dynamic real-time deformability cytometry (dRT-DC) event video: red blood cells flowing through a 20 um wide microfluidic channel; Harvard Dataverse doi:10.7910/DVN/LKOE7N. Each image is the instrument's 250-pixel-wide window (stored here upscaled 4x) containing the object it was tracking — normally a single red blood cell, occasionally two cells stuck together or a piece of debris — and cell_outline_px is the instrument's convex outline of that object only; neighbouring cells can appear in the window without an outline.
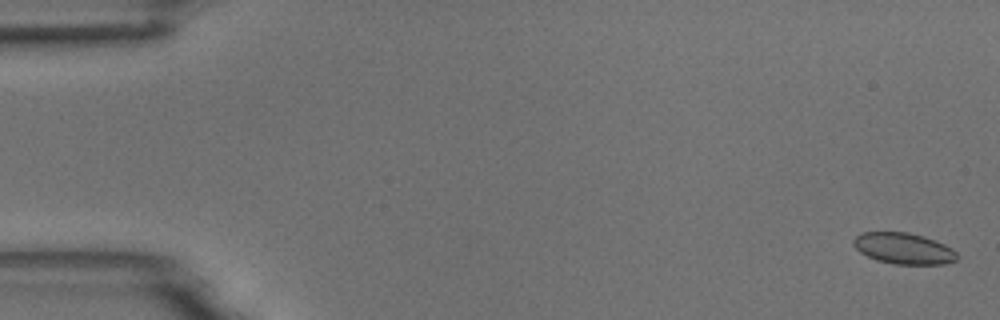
{"species": "common noctule bat (a hibernating species)", "species_latin": "Nyctalus noctula", "temperature_condition": "room temperature", "stored_images_in_passage": 56, "camera_frame_rate_fps": 3000, "um_per_image_px": 0.085, "animal": {"sex": "male", "body_mass_g": 18.8}, "frame": {"image": 1, "passage_image": 2, "time_ms": 0.333, "image_size_px": [1000, 320], "cell_outline_px": [[956, 260], [944, 264], [896, 264], [876, 260], [860, 252], [852, 244], [852, 240], [860, 232], [908, 232], [924, 236], [944, 244], [952, 248], [956, 252]], "centroid_in_image_um": [76.78, 21.11], "position_along_channel_um": 8.2, "area_um2": 18.79}}
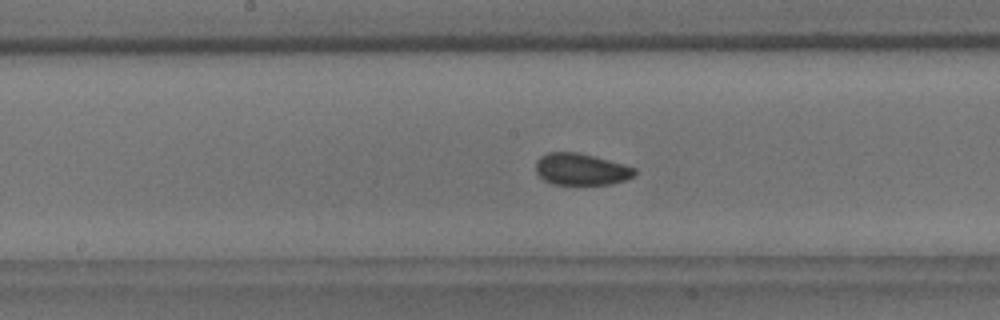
{"frame": {"image": 2, "passage_image": 29, "time_ms": 9.333, "image_size_px": [1000, 320], "cell_outline_px": [[636, 172], [632, 176], [624, 180], [608, 184], [552, 184], [544, 180], [536, 172], [536, 160], [540, 156], [548, 152], [576, 152], [608, 160], [636, 168]], "centroid_in_image_um": [49.35, 14.38], "position_along_channel_um": 198.9, "area_um2": 18.03}}
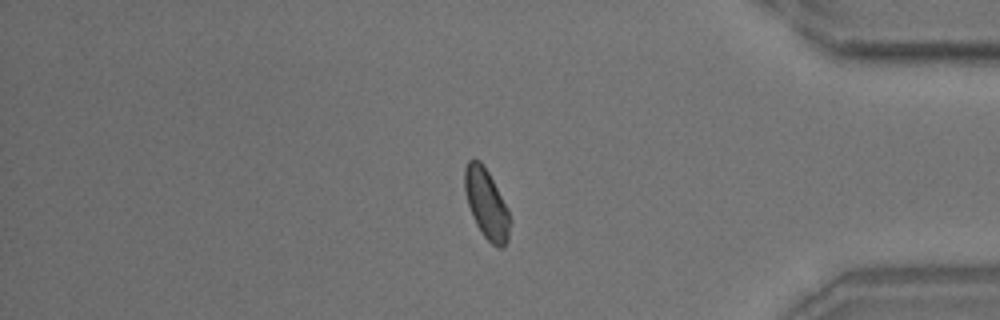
{"frame": {"image": 3, "passage_image": 47, "time_ms": 15.333, "image_size_px": [1000, 320], "cell_outline_px": [[512, 220], [508, 240], [500, 248], [496, 248], [480, 232], [472, 216], [468, 204], [464, 188], [464, 168], [468, 160], [480, 160], [488, 172], [508, 208]], "centroid_in_image_um": [41.36, 17.35], "position_along_channel_um": 393.8, "area_um2": 18.5}, "authors_computed_cell_mechanics": {"area_um2": 18.6116, "velocity_mm_per_s": 3.6997, "shape_relaxation_time_tau1_ms": 5.1787, "shape_relaxation_time_tau2_ms": 1.9855, "deformation_change_tau1": 0.0529, "deformation_change_tau2": 0.0647}}